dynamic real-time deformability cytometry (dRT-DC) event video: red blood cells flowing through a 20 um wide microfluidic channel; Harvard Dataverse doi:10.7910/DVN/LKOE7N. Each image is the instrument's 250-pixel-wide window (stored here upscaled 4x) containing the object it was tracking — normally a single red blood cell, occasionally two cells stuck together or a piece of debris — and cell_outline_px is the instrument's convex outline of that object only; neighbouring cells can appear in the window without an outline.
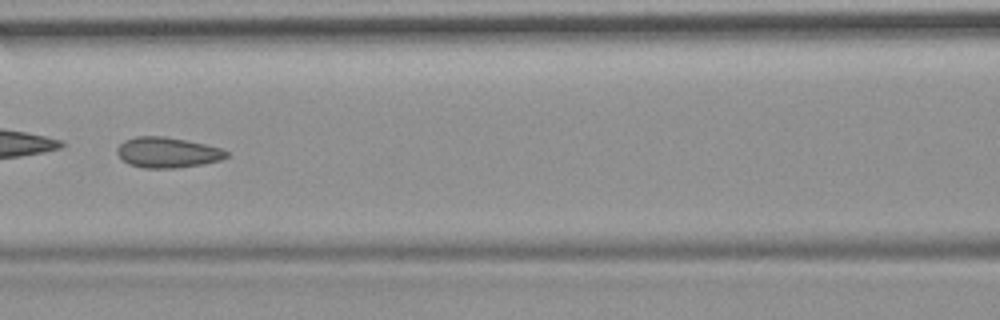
{"species": "common noctule bat (a hibernating species)", "species_latin": "Nyctalus noctula", "temperature_condition": "room temperature", "stored_images_in_passage": 52, "camera_frame_rate_fps": 3000, "um_per_image_px": 0.085, "animal": {"sex": "female", "body_mass_g": 19.9}, "frame": {"image": 1, "passage_image": 23, "time_ms": 7.333, "image_size_px": [1000, 320], "cell_outline_px": [[228, 156], [220, 160], [200, 164], [176, 168], [144, 168], [128, 164], [116, 152], [116, 148], [124, 140], [136, 136], [164, 136], [204, 144], [220, 148], [228, 152]], "centroid_in_image_um": [14.19, 12.96], "position_along_channel_um": 152.4, "area_um2": 19.25}, "authors_computed_cell_mechanics": {"area_um2": 20.8658, "velocity_mm_per_s": 3.7067, "shape_relaxation_time_tau1_ms": null, "shape_relaxation_time_tau2_ms": 1.6988, "deformation_change_tau1": null, "deformation_change_tau2": 0.0677}}